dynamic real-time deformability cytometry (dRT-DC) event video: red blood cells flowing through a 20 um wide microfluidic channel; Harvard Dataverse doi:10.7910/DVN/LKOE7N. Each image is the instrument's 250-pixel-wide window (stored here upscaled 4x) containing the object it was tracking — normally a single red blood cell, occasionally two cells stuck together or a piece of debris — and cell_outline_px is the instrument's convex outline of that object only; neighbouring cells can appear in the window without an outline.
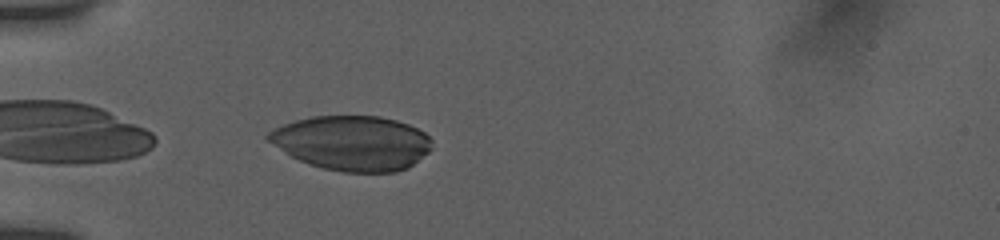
{"species": "human", "species_latin": "Homo sapiens", "temperature_condition": "room temperature", "stored_images_in_passage": 17, "camera_frame_rate_fps": 3000, "um_per_image_px": 0.085, "donor": {"sex": "female"}, "frame": {"image": 1, "passage_image": 3, "time_ms": 0.667, "image_size_px": [1000, 240], "cell_outline_px": [[432, 148], [428, 152], [408, 168], [396, 172], [344, 172], [324, 168], [308, 164], [284, 152], [264, 140], [264, 136], [268, 132], [284, 124], [296, 120], [312, 116], [380, 116], [396, 120], [408, 124], [424, 132], [432, 140]], "centroid_in_image_um": [29.92, 12.15], "position_along_channel_um": 55.1, "area_um2": 52.31}}
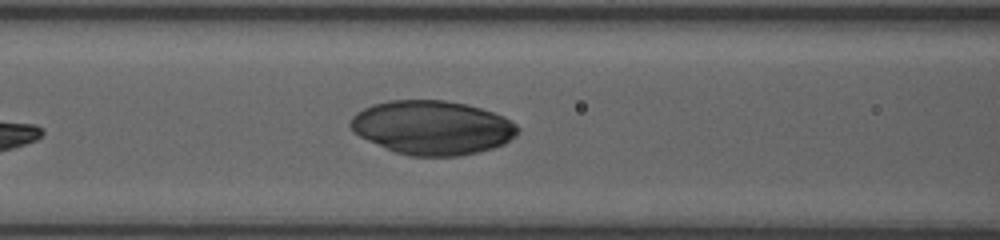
{"frame": {"image": 2, "passage_image": 10, "time_ms": 3.0, "image_size_px": [1000, 240], "cell_outline_px": [[520, 132], [516, 136], [504, 144], [492, 148], [460, 156], [408, 156], [396, 152], [368, 140], [352, 132], [348, 124], [352, 116], [356, 112], [372, 104], [388, 100], [444, 100], [464, 104], [480, 108], [504, 116], [512, 120], [520, 128]], "centroid_in_image_um": [36.74, 10.84], "position_along_channel_um": 129.9, "area_um2": 52.83}}
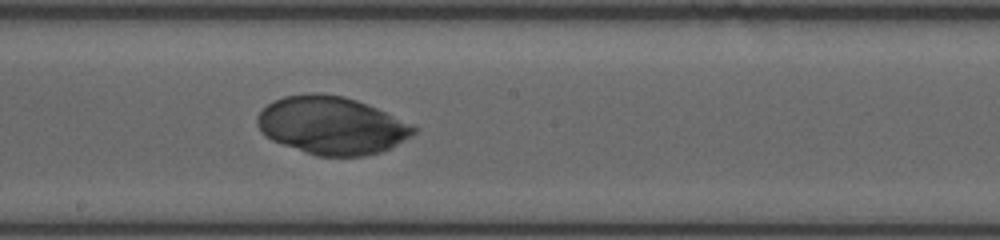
{"frame": {"image": 3, "passage_image": 17, "time_ms": 5.333, "image_size_px": [1000, 240], "cell_outline_px": [[420, 128], [412, 136], [380, 152], [364, 156], [316, 156], [272, 140], [264, 136], [260, 132], [256, 124], [256, 116], [272, 100], [284, 96], [316, 92], [344, 96], [368, 104], [412, 124]], "centroid_in_image_um": [28.17, 10.65], "position_along_channel_um": 220.0, "area_um2": 52.83}}